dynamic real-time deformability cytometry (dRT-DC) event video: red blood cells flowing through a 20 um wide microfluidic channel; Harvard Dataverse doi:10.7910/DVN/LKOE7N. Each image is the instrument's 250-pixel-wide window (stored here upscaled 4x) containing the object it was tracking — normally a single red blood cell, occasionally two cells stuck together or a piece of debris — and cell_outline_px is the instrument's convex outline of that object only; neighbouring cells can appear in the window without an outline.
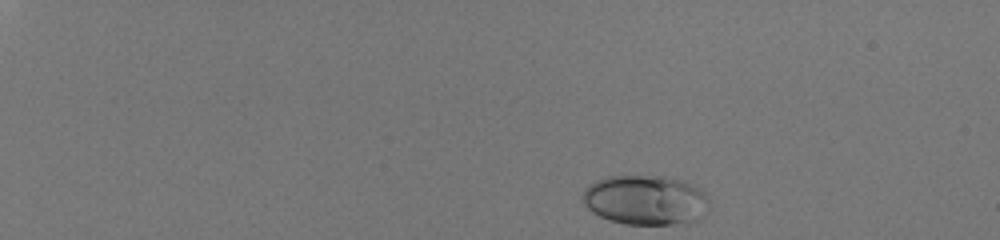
{"species": "human", "species_latin": "Homo sapiens", "temperature_condition": "room temperature", "stored_images_in_passage": 40, "camera_frame_rate_fps": 3000, "um_per_image_px": 0.085, "donor": {"sex": "male"}, "frame": {"image": 1, "passage_image": 1, "time_ms": 0.0, "image_size_px": [1000, 240], "cell_outline_px": [[708, 200], [704, 216], [700, 220], [672, 224], [624, 224], [608, 220], [592, 212], [584, 204], [580, 196], [584, 188], [588, 184], [596, 180], [608, 176], [664, 176], [680, 180], [700, 188], [708, 196]], "centroid_in_image_um": [54.83, 17.0], "position_along_channel_um": 30.2, "area_um2": 36.99}}
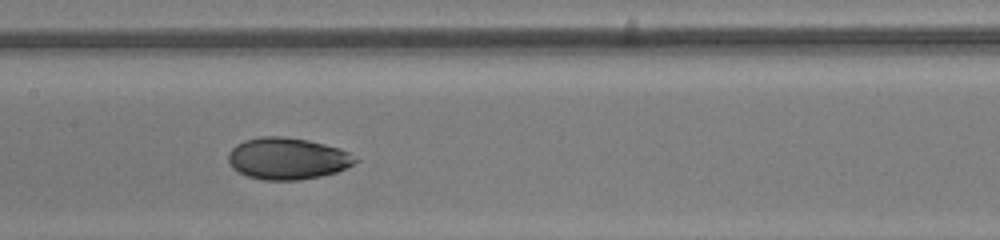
{"frame": {"image": 2, "passage_image": 23, "time_ms": 7.333, "image_size_px": [1000, 240], "cell_outline_px": [[360, 160], [336, 172], [320, 176], [296, 180], [264, 180], [248, 176], [232, 168], [228, 160], [228, 152], [236, 144], [244, 140], [260, 136], [284, 136], [308, 140], [324, 144], [348, 152]], "centroid_in_image_um": [24.39, 13.47], "position_along_channel_um": 183.0, "area_um2": 30.75}}
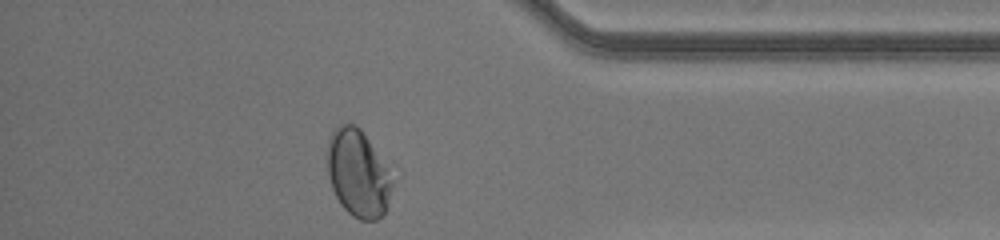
{"frame": {"image": 3, "passage_image": 40, "time_ms": 13.0, "image_size_px": [1000, 240], "cell_outline_px": [[392, 184], [384, 212], [376, 220], [360, 220], [352, 216], [340, 204], [332, 188], [328, 176], [328, 140], [332, 132], [340, 124], [356, 124], [360, 128], [368, 140], [384, 168]], "centroid_in_image_um": [30.35, 14.75], "position_along_channel_um": 404.8, "area_um2": 31.73}, "authors_computed_cell_mechanics": {"area_um2": 31.6744, "velocity_mm_per_s": 4.1079, "shape_relaxation_time_tau1_ms": 4.263, "shape_relaxation_time_tau2_ms": 0.9567, "deformation_change_tau1": 0.1523, "deformation_change_tau2": 0.0407}}